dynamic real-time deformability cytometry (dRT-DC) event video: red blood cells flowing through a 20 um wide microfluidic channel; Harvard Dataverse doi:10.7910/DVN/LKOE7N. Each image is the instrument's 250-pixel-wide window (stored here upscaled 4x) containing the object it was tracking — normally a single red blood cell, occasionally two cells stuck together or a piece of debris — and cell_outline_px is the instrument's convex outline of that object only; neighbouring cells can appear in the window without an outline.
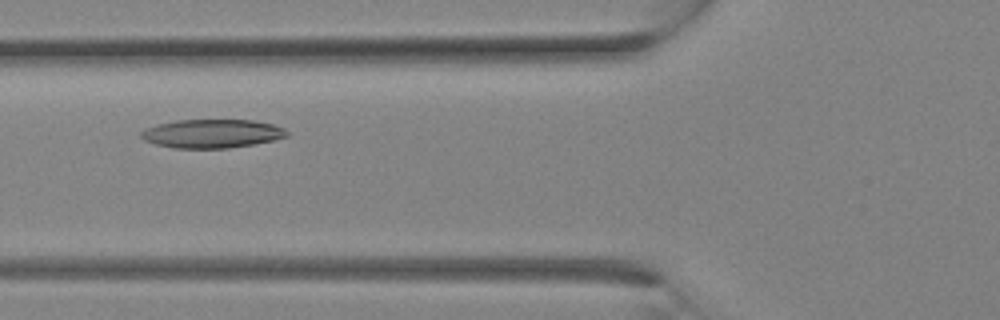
{"species": "Egyptian fruit bat (a non-hibernating species)", "species_latin": "Rousettus aegyptiacus", "temperature_condition": "room temperature", "stored_images_in_passage": 12, "camera_frame_rate_fps": 3000, "um_per_image_px": 0.085, "animal": {"sex": "female"}, "frame": {"image": 1, "passage_image": 7, "time_ms": 2.0, "image_size_px": [1000, 320], "cell_outline_px": [[288, 136], [272, 140], [252, 144], [228, 148], [172, 148], [156, 144], [144, 140], [140, 136], [140, 132], [144, 128], [176, 120], [252, 120], [272, 124], [284, 128], [288, 132]], "centroid_in_image_um": [17.99, 11.35], "position_along_channel_um": 107.8, "area_um2": 24.22}}
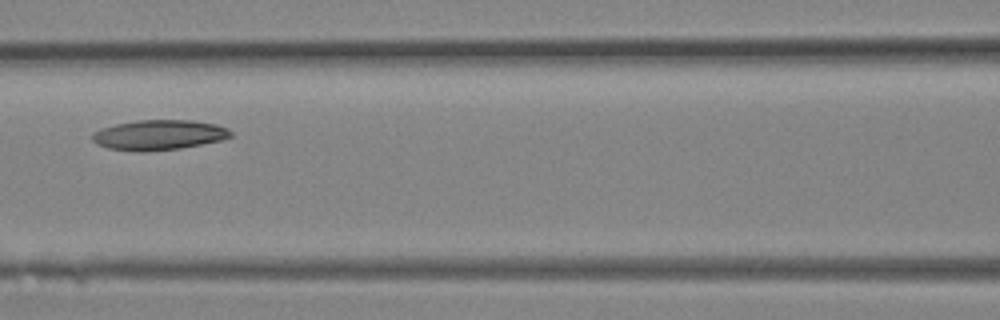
{"frame": {"image": 2, "passage_image": 9, "time_ms": 2.667, "image_size_px": [1000, 320], "cell_outline_px": [[232, 136], [220, 140], [180, 148], [144, 152], [136, 152], [108, 148], [96, 144], [92, 140], [92, 132], [100, 128], [116, 124], [136, 120], [192, 120], [216, 124], [228, 128], [232, 132]], "centroid_in_image_um": [13.47, 11.47], "position_along_channel_um": 153.1, "area_um2": 24.39}}
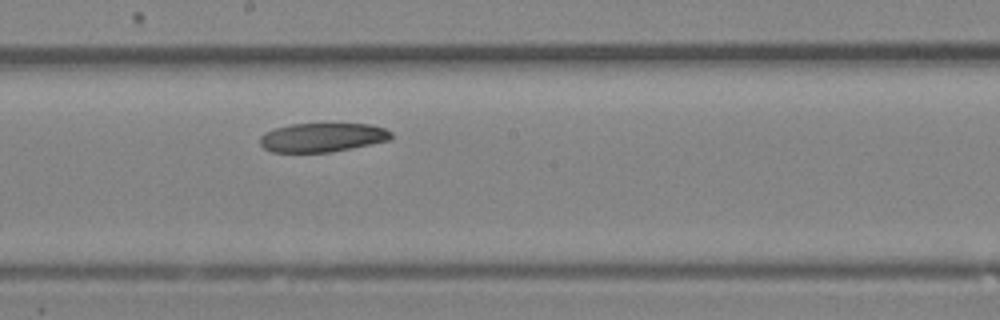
{"frame": {"image": 3, "passage_image": 12, "time_ms": 3.667, "image_size_px": [1000, 320], "cell_outline_px": [[392, 140], [328, 152], [272, 152], [264, 148], [260, 144], [260, 136], [264, 132], [276, 128], [292, 124], [372, 124], [384, 128], [392, 132]], "centroid_in_image_um": [27.41, 11.68], "position_along_channel_um": 220.8, "area_um2": 22.08}}